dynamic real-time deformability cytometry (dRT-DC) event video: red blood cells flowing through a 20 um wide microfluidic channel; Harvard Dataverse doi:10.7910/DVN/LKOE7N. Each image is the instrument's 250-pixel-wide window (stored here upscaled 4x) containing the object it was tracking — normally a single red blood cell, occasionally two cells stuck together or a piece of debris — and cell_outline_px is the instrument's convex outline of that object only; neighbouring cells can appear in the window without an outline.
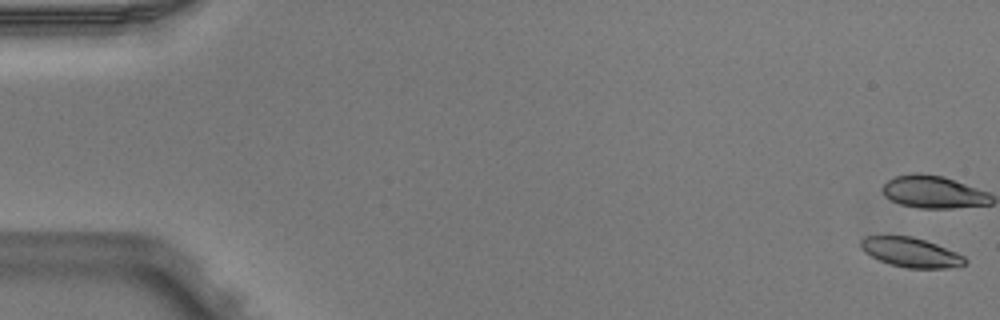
{"species": "Egyptian fruit bat (a non-hibernating species)", "species_latin": "Rousettus aegyptiacus", "temperature_condition": "warm", "stored_images_in_passage": 6, "segment_of_instrument_passage": [1, 2], "camera_frame_rate_fps": 3000, "um_per_image_px": 0.085, "animal": {"sex": "male"}, "frame": {"image": 1, "passage_image": 1, "time_ms": 0.0, "image_size_px": [1000, 320], "cell_outline_px": [[968, 260], [964, 264], [948, 268], [908, 268], [888, 264], [864, 252], [860, 248], [860, 240], [864, 236], [912, 236], [936, 244], [956, 252], [964, 256]], "centroid_in_image_um": [77.4, 21.45], "position_along_channel_um": 7.6, "area_um2": 17.86}}